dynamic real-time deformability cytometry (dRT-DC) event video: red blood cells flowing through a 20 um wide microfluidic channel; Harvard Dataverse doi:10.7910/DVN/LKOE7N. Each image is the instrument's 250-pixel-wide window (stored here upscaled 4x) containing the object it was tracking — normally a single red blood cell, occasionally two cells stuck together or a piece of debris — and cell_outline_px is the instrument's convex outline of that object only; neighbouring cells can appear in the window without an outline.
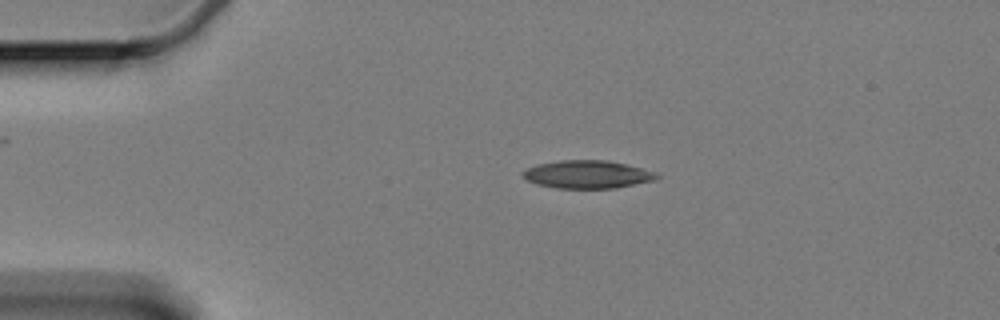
{"species": "Egyptian fruit bat (a non-hibernating species)", "species_latin": "Rousettus aegyptiacus", "temperature_condition": "cold", "stored_images_in_passage": 28, "camera_frame_rate_fps": 3000, "um_per_image_px": 0.085, "animal": {"sex": "female"}, "frame": {"image": 1, "passage_image": 1, "time_ms": 0.0, "image_size_px": [1000, 320], "cell_outline_px": [[660, 176], [656, 180], [616, 188], [556, 188], [536, 184], [528, 180], [520, 172], [528, 168], [540, 164], [560, 160], [608, 160], [656, 172]], "centroid_in_image_um": [49.95, 14.83], "position_along_channel_um": 35.1, "area_um2": 21.68}}
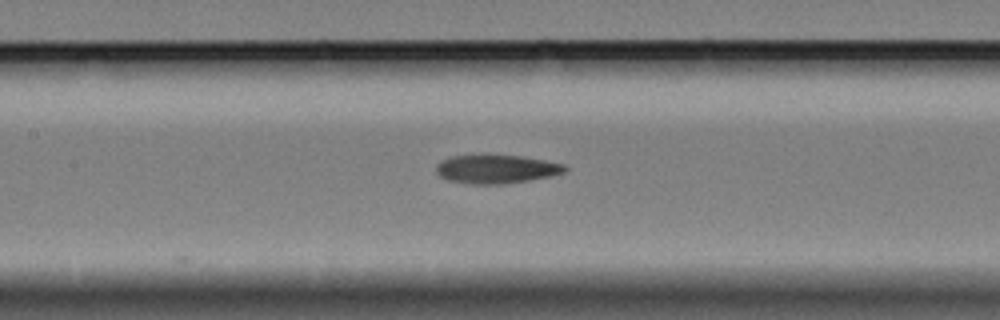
{"frame": {"image": 2, "passage_image": 16, "time_ms": 5.0, "image_size_px": [1000, 320], "cell_outline_px": [[568, 168], [564, 172], [548, 176], [528, 180], [500, 184], [472, 184], [448, 180], [440, 176], [436, 172], [436, 164], [440, 160], [452, 156], [524, 156], [564, 164]], "centroid_in_image_um": [42.16, 14.37], "position_along_channel_um": 165.2, "area_um2": 21.1}}
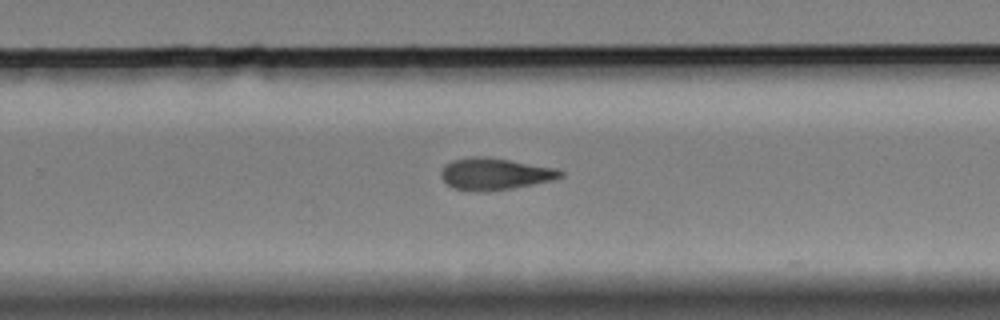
{"frame": {"image": 3, "passage_image": 27, "time_ms": 8.667, "image_size_px": [1000, 320], "cell_outline_px": [[564, 176], [552, 180], [512, 188], [484, 192], [452, 188], [440, 176], [440, 172], [444, 164], [452, 160], [472, 156], [488, 156], [556, 168], [564, 172]], "centroid_in_image_um": [42.04, 14.77], "position_along_channel_um": 287.8, "area_um2": 22.25}}